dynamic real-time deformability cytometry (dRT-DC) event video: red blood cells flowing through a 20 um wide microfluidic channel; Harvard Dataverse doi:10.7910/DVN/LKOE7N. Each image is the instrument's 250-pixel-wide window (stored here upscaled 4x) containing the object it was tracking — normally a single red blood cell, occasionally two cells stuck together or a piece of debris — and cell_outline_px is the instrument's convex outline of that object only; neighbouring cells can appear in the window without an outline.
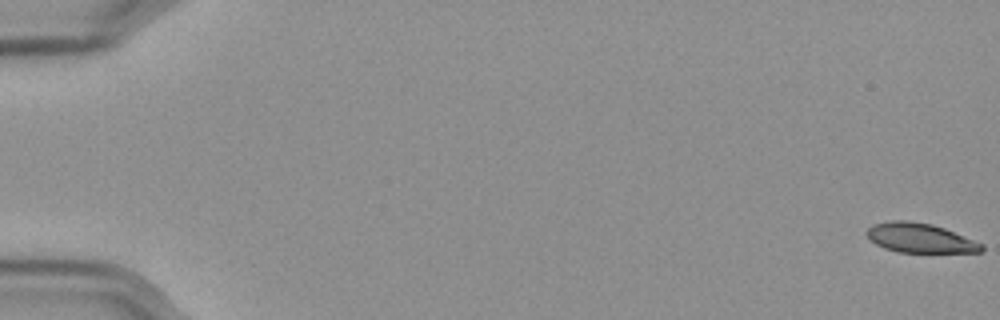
{"species": "Egyptian fruit bat (a non-hibernating species)", "species_latin": "Rousettus aegyptiacus", "temperature_condition": "cold", "stored_images_in_passage": 55, "camera_frame_rate_fps": 3000, "um_per_image_px": 0.085, "frame": {"image": 1, "passage_image": 1, "time_ms": 0.0, "image_size_px": [1000, 320], "cell_outline_px": [[984, 252], [896, 252], [884, 248], [868, 240], [864, 232], [872, 224], [892, 220], [908, 220], [932, 224], [944, 228], [984, 244]], "centroid_in_image_um": [78.16, 20.22], "position_along_channel_um": 6.8, "area_um2": 19.94}}
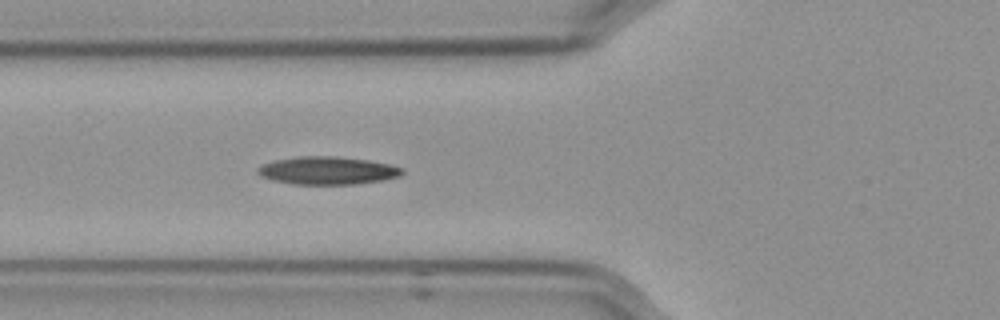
{"frame": {"image": 2, "passage_image": 23, "time_ms": 7.333, "image_size_px": [1000, 320], "cell_outline_px": [[404, 172], [400, 176], [384, 180], [356, 184], [292, 184], [272, 180], [260, 176], [256, 172], [256, 168], [260, 164], [272, 160], [296, 156], [336, 156], [368, 160], [388, 164], [404, 168]], "centroid_in_image_um": [27.79, 14.49], "position_along_channel_um": 98.0, "area_um2": 23.81}}
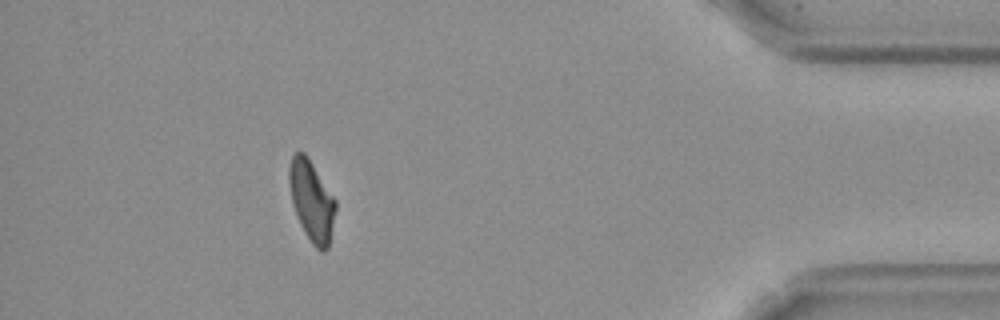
{"frame": {"image": 3, "passage_image": 53, "time_ms": 17.333, "image_size_px": [1000, 320], "cell_outline_px": [[336, 208], [328, 248], [324, 252], [320, 252], [312, 244], [300, 224], [292, 204], [288, 180], [288, 168], [292, 156], [296, 152], [304, 152], [336, 200]], "centroid_in_image_um": [26.47, 17.08], "position_along_channel_um": 408.7, "area_um2": 21.62}, "authors_computed_cell_mechanics": {"area_um2": 22.4264, "velocity_mm_per_s": 3.5658, "shape_relaxation_time_tau1_ms": 10.4029, "shape_relaxation_time_tau2_ms": 8.8416, "deformation_change_tau1": 0.2169, "deformation_change_tau2": 0.1633}}